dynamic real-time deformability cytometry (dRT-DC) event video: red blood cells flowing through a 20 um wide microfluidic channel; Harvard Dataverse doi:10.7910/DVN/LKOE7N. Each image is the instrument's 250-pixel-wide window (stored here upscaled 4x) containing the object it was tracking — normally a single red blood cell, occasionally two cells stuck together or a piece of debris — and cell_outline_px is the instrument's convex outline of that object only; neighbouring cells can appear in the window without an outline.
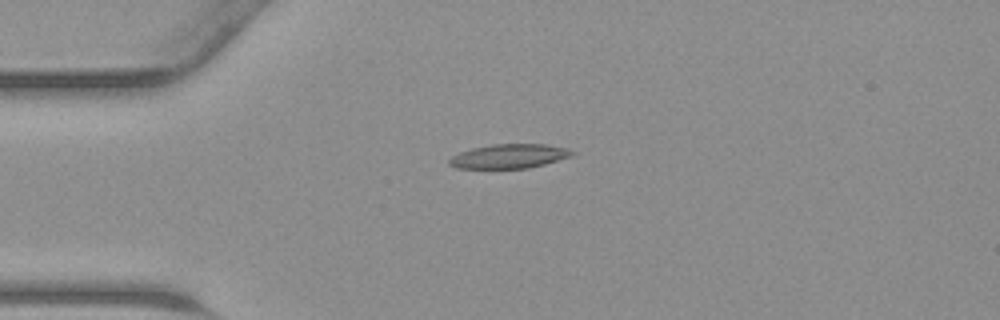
{"species": "common noctule bat (a hibernating species)", "species_latin": "Nyctalus noctula", "temperature_condition": "warm", "stored_images_in_passage": 35, "camera_frame_rate_fps": 3000, "um_per_image_px": 0.085, "animal": {"sex": "male", "body_mass_g": 23.1, "forearm_length_mm": 52.7}, "frame": {"image": 1, "passage_image": 1, "time_ms": 0.0, "image_size_px": [1000, 320], "cell_outline_px": [[576, 152], [572, 156], [544, 164], [528, 168], [456, 168], [448, 164], [448, 160], [452, 156], [460, 152], [472, 148], [492, 144], [544, 144], [568, 148]], "centroid_in_image_um": [43.28, 13.27], "position_along_channel_um": 41.7, "area_um2": 17.34}}
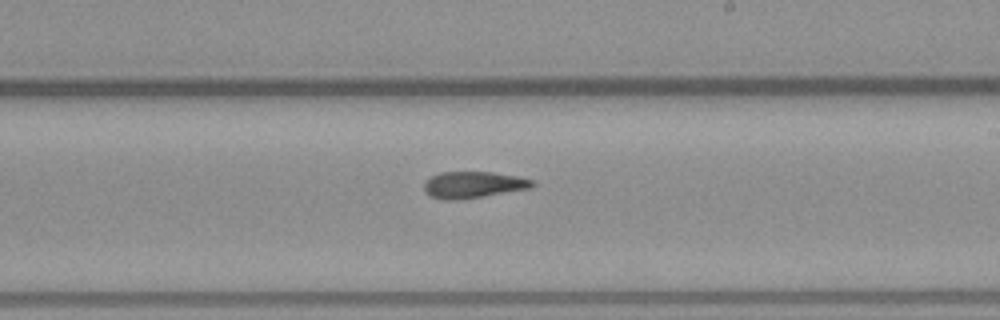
{"frame": {"image": 2, "passage_image": 16, "time_ms": 5.0, "image_size_px": [1000, 320], "cell_outline_px": [[536, 184], [528, 188], [484, 196], [456, 200], [444, 200], [428, 196], [424, 192], [424, 180], [440, 172], [492, 172], [516, 176], [532, 180]], "centroid_in_image_um": [40.15, 15.71], "position_along_channel_um": 248.9, "area_um2": 16.7}}
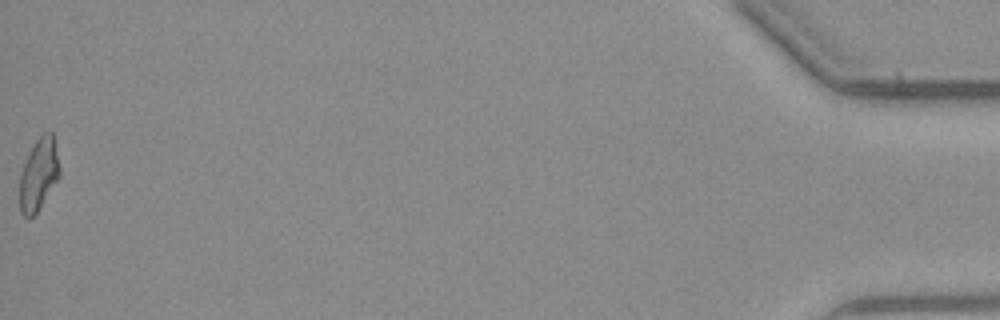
{"frame": {"image": 3, "passage_image": 35, "time_ms": 11.333, "image_size_px": [1000, 320], "cell_outline_px": [[60, 176], [36, 212], [28, 220], [20, 212], [20, 172], [36, 140], [44, 132], [52, 132], [60, 168]], "centroid_in_image_um": [3.28, 14.84], "position_along_channel_um": 431.9, "area_um2": 16.42}}